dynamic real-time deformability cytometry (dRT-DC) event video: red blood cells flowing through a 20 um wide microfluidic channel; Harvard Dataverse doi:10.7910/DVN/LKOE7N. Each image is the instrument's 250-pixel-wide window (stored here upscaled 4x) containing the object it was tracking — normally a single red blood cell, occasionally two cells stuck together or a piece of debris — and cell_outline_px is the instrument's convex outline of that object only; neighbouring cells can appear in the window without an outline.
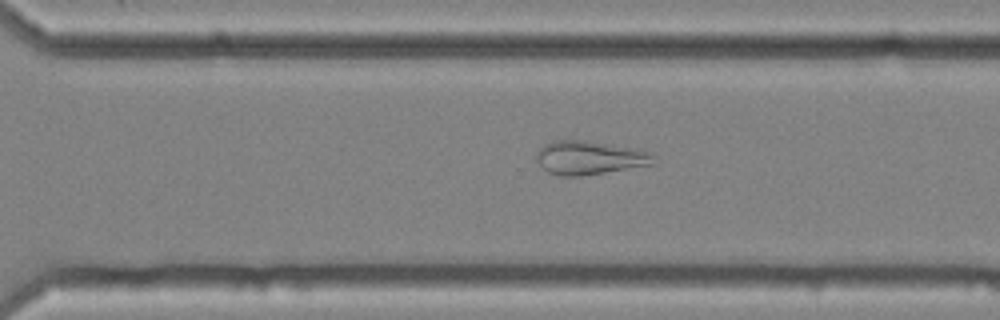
{"species": "common noctule bat (a hibernating species)", "species_latin": "Nyctalus noctula", "temperature_condition": "cold", "stored_images_in_passage": 36, "camera_frame_rate_fps": 3000, "um_per_image_px": 0.085, "animal": {"sex": "female", "body_mass_g": 25.1}, "frame": {"image": 1, "passage_image": 21, "time_ms": 6.667, "image_size_px": [1000, 320], "cell_outline_px": [[656, 156], [652, 164], [580, 176], [560, 176], [548, 172], [536, 160], [536, 156], [540, 148], [544, 144], [552, 140], [584, 140], [640, 148], [652, 152]], "centroid_in_image_um": [50.13, 13.38], "position_along_channel_um": 320.5, "area_um2": 23.06}}
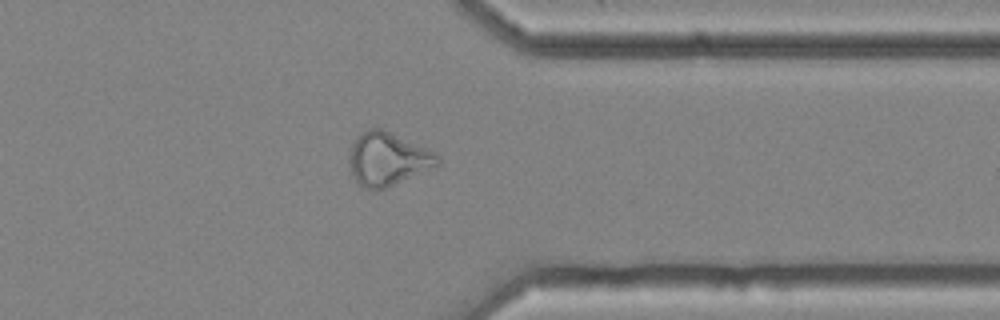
{"frame": {"image": 2, "passage_image": 26, "time_ms": 8.333, "image_size_px": [1000, 320], "cell_outline_px": [[440, 164], [436, 168], [384, 188], [364, 188], [356, 180], [348, 164], [348, 152], [352, 140], [368, 128], [380, 128], [436, 152], [440, 160]], "centroid_in_image_um": [32.95, 13.5], "position_along_channel_um": 378.4, "area_um2": 27.46}}